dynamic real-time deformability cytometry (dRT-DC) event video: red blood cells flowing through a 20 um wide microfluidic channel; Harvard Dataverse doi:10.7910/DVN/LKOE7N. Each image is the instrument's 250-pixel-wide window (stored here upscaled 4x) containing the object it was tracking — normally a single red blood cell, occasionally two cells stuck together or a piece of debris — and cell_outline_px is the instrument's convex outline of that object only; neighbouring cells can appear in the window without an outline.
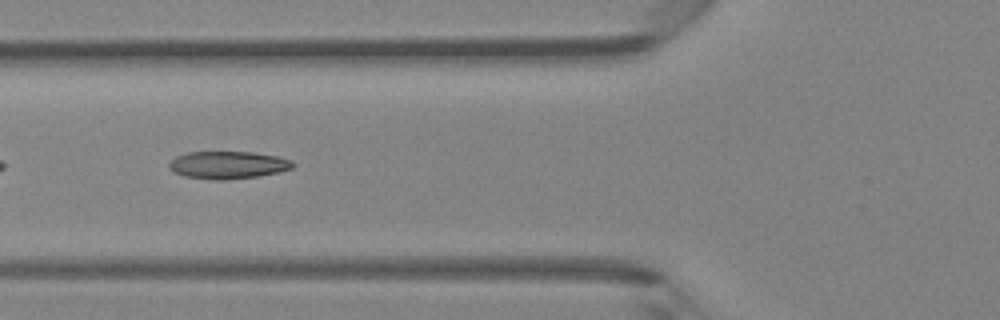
{"species": "Egyptian fruit bat (a non-hibernating species)", "species_latin": "Rousettus aegyptiacus", "temperature_condition": "room temperature", "stored_images_in_passage": 34, "camera_frame_rate_fps": 3000, "um_per_image_px": 0.085, "animal": {"sex": "female"}, "frame": {"image": 1, "passage_image": 5, "time_ms": 1.333, "image_size_px": [1000, 320], "cell_outline_px": [[296, 164], [292, 168], [280, 172], [260, 176], [224, 180], [216, 180], [184, 176], [172, 172], [168, 168], [168, 164], [176, 156], [188, 152], [252, 152], [280, 156], [292, 160]], "centroid_in_image_um": [19.4, 14.02], "position_along_channel_um": 106.4, "area_um2": 20.11}}
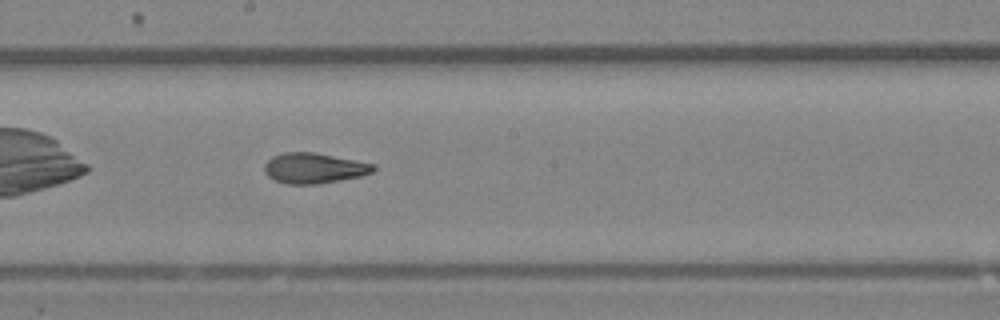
{"frame": {"image": 2, "passage_image": 13, "time_ms": 4.0, "image_size_px": [1000, 320], "cell_outline_px": [[376, 168], [372, 172], [360, 176], [316, 184], [288, 184], [276, 180], [268, 176], [264, 172], [264, 164], [272, 156], [284, 152], [312, 152], [356, 160], [376, 164]], "centroid_in_image_um": [26.68, 14.28], "position_along_channel_um": 221.5, "area_um2": 19.19}}
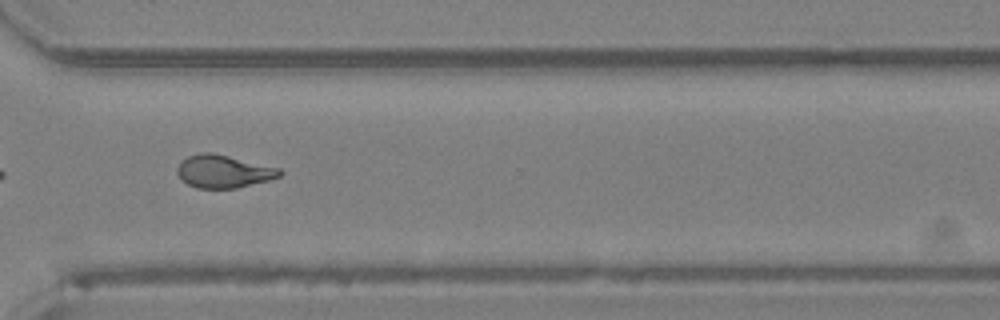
{"frame": {"image": 3, "passage_image": 22, "time_ms": 7.0, "image_size_px": [1000, 320], "cell_outline_px": [[284, 172], [280, 176], [268, 180], [236, 188], [196, 188], [188, 184], [176, 172], [176, 168], [188, 156], [200, 152], [212, 152], [280, 168]], "centroid_in_image_um": [19.01, 14.56], "position_along_channel_um": 351.6, "area_um2": 19.42}, "authors_computed_cell_mechanics": {"area_um2": 19.5075, "velocity_mm_per_s": 4.3252, "shape_relaxation_time_tau1_ms": 4.6771, "shape_relaxation_time_tau2_ms": 1.215, "deformation_change_tau1": 0.1865, "deformation_change_tau2": 0.0866}}